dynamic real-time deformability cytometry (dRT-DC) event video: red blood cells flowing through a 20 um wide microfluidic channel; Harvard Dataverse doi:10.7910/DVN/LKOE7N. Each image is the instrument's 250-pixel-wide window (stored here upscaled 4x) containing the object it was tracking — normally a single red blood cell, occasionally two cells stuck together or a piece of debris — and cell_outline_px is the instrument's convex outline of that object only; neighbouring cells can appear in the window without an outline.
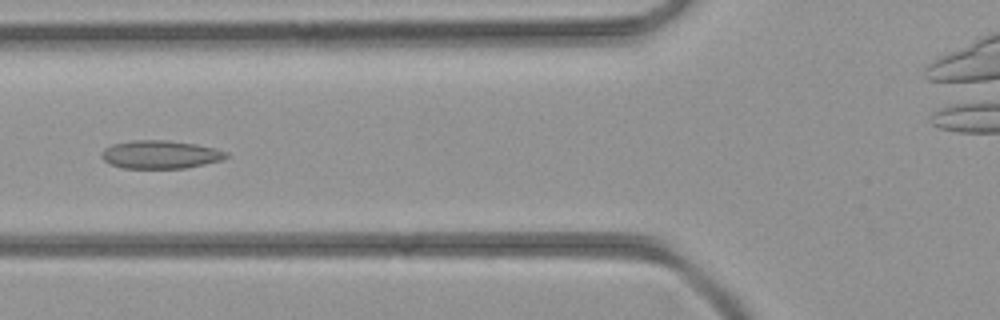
{"species": "common noctule bat (a hibernating species)", "species_latin": "Nyctalus noctula", "temperature_condition": "room temperature", "stored_images_in_passage": 43, "camera_frame_rate_fps": 3000, "um_per_image_px": 0.085, "animal": {"sex": "female", "body_mass_g": 21.9}, "frame": {"image": 1, "passage_image": 16, "time_ms": 5.0, "image_size_px": [1000, 320], "cell_outline_px": [[232, 156], [224, 160], [184, 168], [124, 168], [108, 164], [100, 156], [100, 152], [104, 148], [112, 144], [132, 140], [168, 140], [196, 144], [228, 152]], "centroid_in_image_um": [13.62, 13.13], "position_along_channel_um": 112.2, "area_um2": 20.69}}
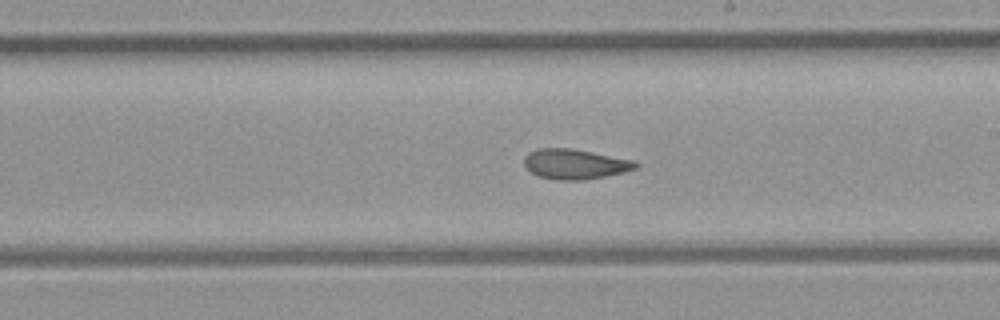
{"frame": {"image": 2, "passage_image": 24, "time_ms": 7.667, "image_size_px": [1000, 320], "cell_outline_px": [[640, 164], [636, 168], [624, 172], [584, 180], [556, 180], [540, 176], [532, 172], [524, 164], [524, 156], [528, 152], [536, 148], [572, 148], [636, 160]], "centroid_in_image_um": [48.89, 13.93], "position_along_channel_um": 240.1, "area_um2": 19.65}}
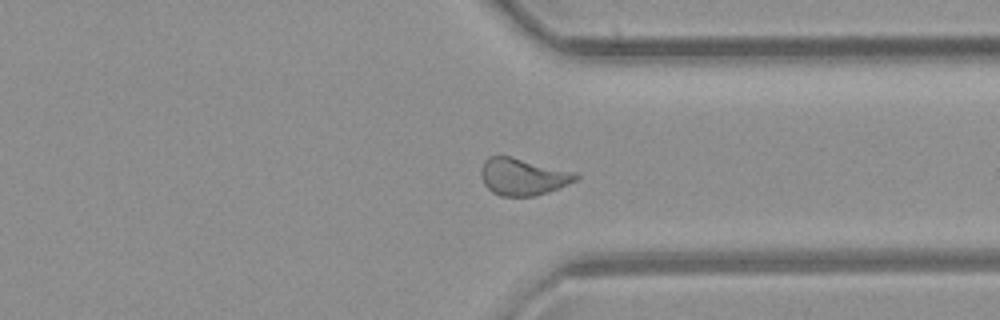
{"frame": {"image": 3, "passage_image": 32, "time_ms": 10.333, "image_size_px": [1000, 320], "cell_outline_px": [[580, 176], [576, 180], [568, 184], [548, 192], [536, 196], [500, 196], [492, 192], [484, 184], [480, 176], [480, 168], [484, 160], [488, 156], [512, 156], [576, 172]], "centroid_in_image_um": [44.42, 15.01], "position_along_channel_um": 367.0, "area_um2": 20.69}}